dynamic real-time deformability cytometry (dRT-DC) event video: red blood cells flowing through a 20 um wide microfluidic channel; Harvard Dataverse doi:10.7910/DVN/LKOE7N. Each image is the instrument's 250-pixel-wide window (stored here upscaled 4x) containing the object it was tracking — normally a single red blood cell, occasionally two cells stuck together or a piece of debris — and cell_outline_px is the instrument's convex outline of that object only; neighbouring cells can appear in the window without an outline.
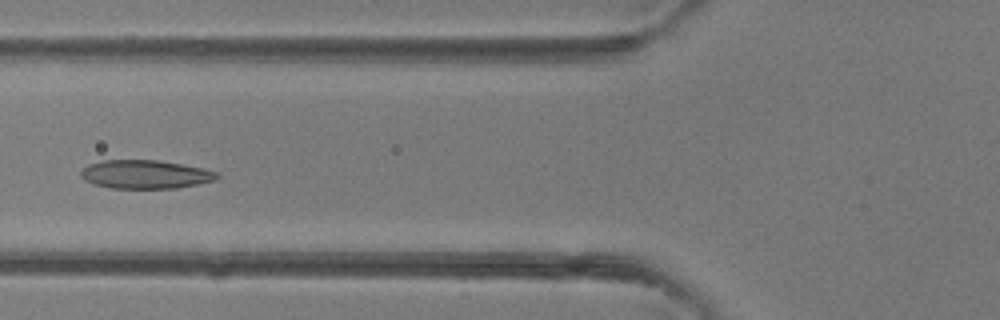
{"species": "common noctule bat (a hibernating species)", "species_latin": "Nyctalus noctula", "temperature_condition": "room temperature", "stored_images_in_passage": 5, "camera_frame_rate_fps": 3000, "um_per_image_px": 0.085, "animal": {"sex": "female"}, "frame": {"image": 1, "passage_image": 5, "time_ms": 4.333, "image_size_px": [1000, 320], "cell_outline_px": [[220, 176], [216, 180], [176, 188], [112, 188], [96, 184], [84, 180], [80, 176], [80, 172], [88, 164], [104, 160], [156, 160], [180, 164], [220, 172]], "centroid_in_image_um": [12.35, 14.82], "position_along_channel_um": 113.4, "area_um2": 22.48}}